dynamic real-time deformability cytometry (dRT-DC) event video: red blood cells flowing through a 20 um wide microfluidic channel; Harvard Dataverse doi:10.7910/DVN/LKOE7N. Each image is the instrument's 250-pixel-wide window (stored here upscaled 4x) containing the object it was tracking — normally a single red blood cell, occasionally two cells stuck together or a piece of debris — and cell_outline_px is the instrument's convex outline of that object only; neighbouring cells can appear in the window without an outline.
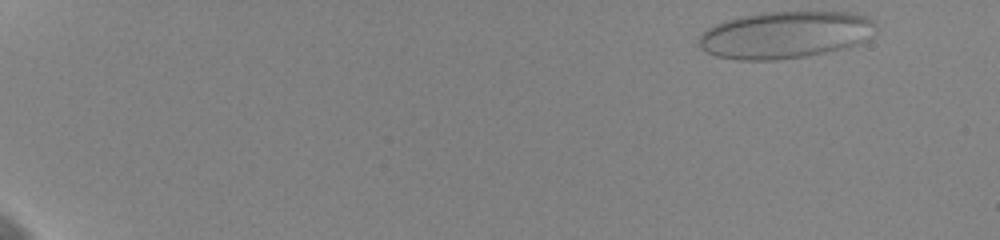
{"species": "human", "species_latin": "Homo sapiens", "temperature_condition": "cold", "stored_images_in_passage": 52, "camera_frame_rate_fps": 3000, "um_per_image_px": 0.085, "donor": {"sex": "female"}, "frame": {"image": 1, "passage_image": 1, "time_ms": 0.0, "image_size_px": [1000, 240], "cell_outline_px": [[872, 24], [860, 40], [852, 44], [840, 48], [824, 52], [804, 56], [776, 60], [736, 60], [716, 56], [700, 48], [700, 36], [708, 28], [716, 24], [728, 20], [760, 12], [848, 12], [864, 16], [872, 20]], "centroid_in_image_um": [66.59, 2.96], "position_along_channel_um": 18.4, "area_um2": 46.99}}
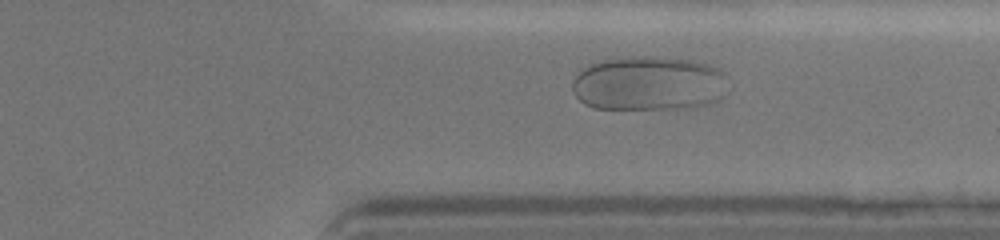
{"frame": {"image": 2, "passage_image": 44, "time_ms": 14.333, "image_size_px": [1000, 240], "cell_outline_px": [[728, 76], [720, 96], [716, 100], [708, 104], [676, 108], [596, 108], [584, 104], [576, 96], [572, 88], [572, 80], [584, 68], [592, 64], [604, 60], [632, 56], [664, 56], [692, 60], [708, 64], [720, 68]], "centroid_in_image_um": [55.14, 7.06], "position_along_channel_um": 356.3, "area_um2": 49.19}}
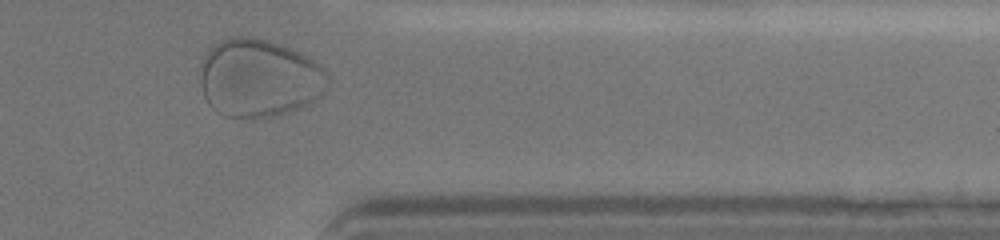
{"frame": {"image": 3, "passage_image": 47, "time_ms": 15.333, "image_size_px": [1000, 240], "cell_outline_px": [[328, 80], [324, 92], [308, 104], [288, 112], [276, 116], [256, 120], [248, 120], [224, 116], [216, 112], [208, 104], [204, 96], [200, 84], [200, 64], [204, 56], [216, 40], [232, 36], [256, 36], [280, 44], [300, 52], [308, 56], [320, 64], [328, 76]], "centroid_in_image_um": [21.98, 6.65], "position_along_channel_um": 389.4, "area_um2": 59.3}, "authors_computed_cell_mechanics": {"area_um2": 40.6912, "velocity_mm_per_s": 3.506, "shape_relaxation_time_tau1_ms": 7.2226, "shape_relaxation_time_tau2_ms": null, "deformation_change_tau1": 0.1344, "deformation_change_tau2": null}}